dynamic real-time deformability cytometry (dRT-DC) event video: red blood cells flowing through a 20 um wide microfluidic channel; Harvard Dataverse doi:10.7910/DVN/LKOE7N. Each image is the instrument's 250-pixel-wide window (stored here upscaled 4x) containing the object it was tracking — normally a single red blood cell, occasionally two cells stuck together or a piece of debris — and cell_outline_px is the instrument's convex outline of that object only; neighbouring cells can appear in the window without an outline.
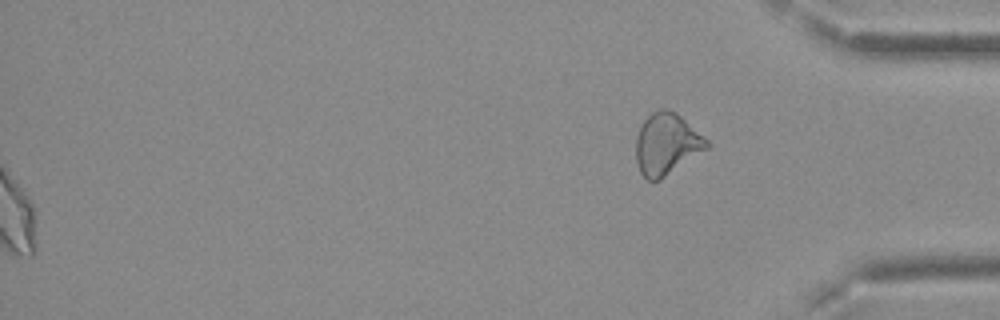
{"species": "Egyptian fruit bat (a non-hibernating species)", "species_latin": "Rousettus aegyptiacus", "temperature_condition": "cold", "stored_images_in_passage": 54, "segment_of_instrument_passage": [2, 2], "camera_frame_rate_fps": 3000, "um_per_image_px": 0.085, "frame": {"image": 1, "passage_image": 54, "time_ms": 17.667, "image_size_px": [1000, 320], "cell_outline_px": [[712, 144], [708, 148], [660, 180], [648, 180], [640, 172], [636, 160], [636, 136], [644, 120], [652, 112], [660, 108], [664, 108], [676, 112], [704, 136]], "centroid_in_image_um": [56.67, 12.23], "position_along_channel_um": 378.5, "area_um2": 25.37}}